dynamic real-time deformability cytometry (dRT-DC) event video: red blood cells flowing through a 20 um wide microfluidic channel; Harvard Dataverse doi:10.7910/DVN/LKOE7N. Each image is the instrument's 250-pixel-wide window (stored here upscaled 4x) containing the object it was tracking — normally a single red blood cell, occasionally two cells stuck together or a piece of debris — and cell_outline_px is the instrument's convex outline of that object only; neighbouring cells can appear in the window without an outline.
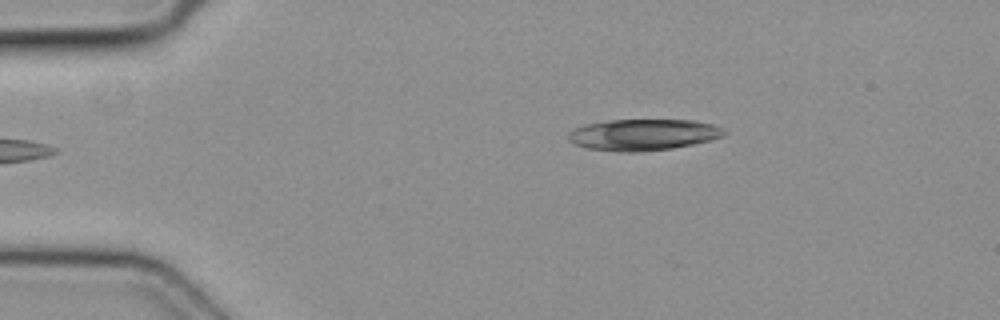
{"species": "common noctule bat (a hibernating species)", "species_latin": "Nyctalus noctula", "temperature_condition": "cold", "stored_images_in_passage": 2, "camera_frame_rate_fps": 3000, "um_per_image_px": 0.085, "animal": {"sex": "female", "body_mass_g": 19.3, "forearm_length_mm": 54.1}, "frame": {"image": 1, "passage_image": 2, "time_ms": 0.333, "image_size_px": [1000, 320], "cell_outline_px": [[728, 132], [724, 136], [712, 140], [672, 148], [640, 152], [620, 152], [588, 148], [572, 144], [568, 140], [568, 132], [572, 128], [584, 124], [608, 120], [696, 120], [712, 124], [724, 128]], "centroid_in_image_um": [54.66, 11.45], "position_along_channel_um": 30.3, "area_um2": 28.84}}